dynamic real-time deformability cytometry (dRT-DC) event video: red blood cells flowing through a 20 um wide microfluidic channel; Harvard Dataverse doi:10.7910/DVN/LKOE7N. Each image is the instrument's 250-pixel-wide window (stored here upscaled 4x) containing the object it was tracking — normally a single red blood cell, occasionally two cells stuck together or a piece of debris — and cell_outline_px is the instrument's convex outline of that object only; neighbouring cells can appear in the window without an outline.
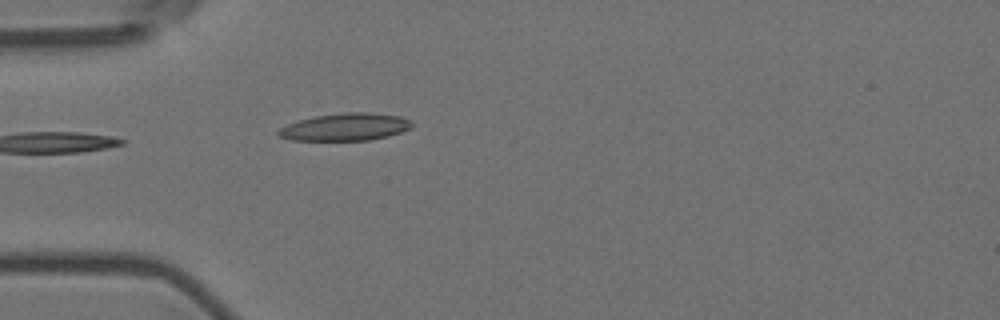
{"species": "Egyptian fruit bat (a non-hibernating species)", "species_latin": "Rousettus aegyptiacus", "temperature_condition": "room temperature", "stored_images_in_passage": 26, "camera_frame_rate_fps": 3000, "um_per_image_px": 0.085, "animal": {"sex": "female"}, "frame": {"image": 1, "passage_image": 1, "time_ms": 0.0, "image_size_px": [1000, 320], "cell_outline_px": [[412, 128], [400, 132], [368, 140], [292, 140], [276, 136], [276, 132], [280, 128], [288, 124], [300, 120], [316, 116], [344, 112], [368, 112], [400, 116], [408, 120], [412, 124]], "centroid_in_image_um": [29.31, 10.79], "position_along_channel_um": 55.7, "area_um2": 21.1}}